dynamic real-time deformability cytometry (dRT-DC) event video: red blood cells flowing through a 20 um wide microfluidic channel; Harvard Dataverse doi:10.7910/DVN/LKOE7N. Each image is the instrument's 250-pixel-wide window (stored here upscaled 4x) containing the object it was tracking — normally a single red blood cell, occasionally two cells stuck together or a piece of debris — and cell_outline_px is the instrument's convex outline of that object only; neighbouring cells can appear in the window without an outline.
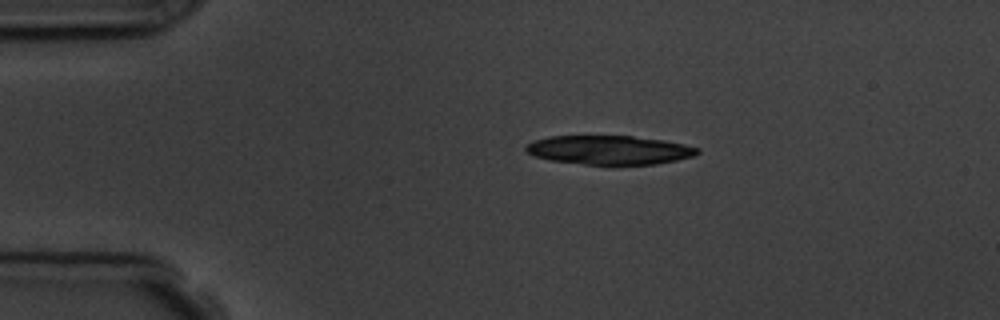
{"species": "common noctule bat (a hibernating species)", "species_latin": "Nyctalus noctula", "temperature_condition": "room temperature", "stored_images_in_passage": 2, "camera_frame_rate_fps": 3000, "um_per_image_px": 0.085, "animal": {"sex": "male", "body_mass_g": 19.5, "forearm_length_mm": 54.6}, "frame": {"image": 1, "passage_image": 1, "time_ms": 0.0, "image_size_px": [1000, 320], "cell_outline_px": [[700, 152], [696, 156], [656, 164], [612, 168], [552, 160], [536, 156], [528, 152], [524, 148], [532, 140], [548, 136], [632, 136], [664, 140], [684, 144], [700, 148]], "centroid_in_image_um": [51.85, 12.79], "position_along_channel_um": 33.2, "area_um2": 29.94}}